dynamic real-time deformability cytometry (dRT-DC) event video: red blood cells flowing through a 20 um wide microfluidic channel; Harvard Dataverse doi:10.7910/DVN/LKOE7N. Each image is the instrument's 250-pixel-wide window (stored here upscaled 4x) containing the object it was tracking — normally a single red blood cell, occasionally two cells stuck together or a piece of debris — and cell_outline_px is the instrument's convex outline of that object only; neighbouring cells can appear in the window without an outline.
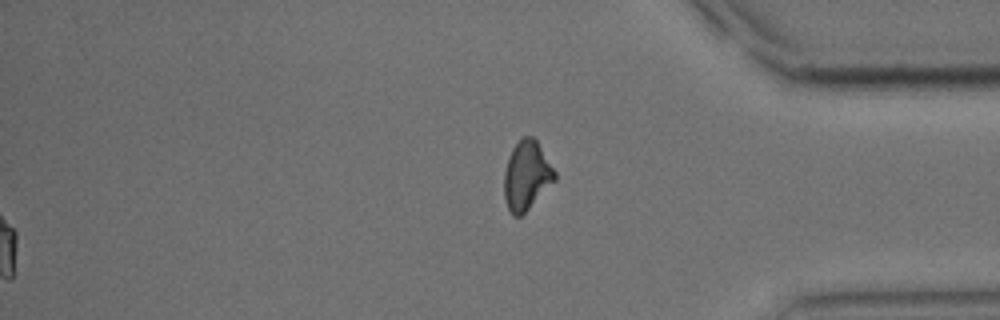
{"species": "common noctule bat (a hibernating species)", "species_latin": "Nyctalus noctula", "temperature_condition": "cold", "stored_images_in_passage": 52, "segment_of_instrument_passage": [2, 2], "camera_frame_rate_fps": 3000, "um_per_image_px": 0.085, "animal": {"sex": "male", "body_mass_g": 15.6}, "frame": {"image": 1, "passage_image": 52, "time_ms": 17.0, "image_size_px": [1000, 320], "cell_outline_px": [[556, 180], [520, 216], [512, 216], [504, 200], [504, 172], [508, 156], [512, 148], [520, 136], [532, 136], [536, 140], [556, 172]], "centroid_in_image_um": [44.74, 14.89], "position_along_channel_um": 390.5, "area_um2": 20.35}}